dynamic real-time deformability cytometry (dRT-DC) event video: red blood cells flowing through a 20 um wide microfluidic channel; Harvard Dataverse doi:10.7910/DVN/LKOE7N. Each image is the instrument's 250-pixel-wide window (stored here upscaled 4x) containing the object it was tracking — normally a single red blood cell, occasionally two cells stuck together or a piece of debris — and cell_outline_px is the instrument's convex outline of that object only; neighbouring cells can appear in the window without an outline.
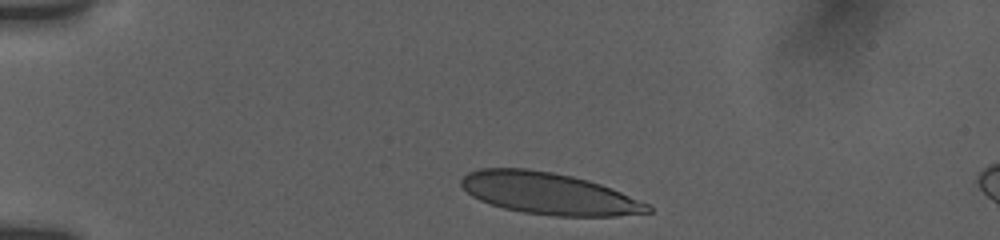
{"species": "human", "species_latin": "Homo sapiens", "temperature_condition": "room temperature", "stored_images_in_passage": 10, "camera_frame_rate_fps": 3000, "um_per_image_px": 0.085, "donor": {"sex": "female"}, "frame": {"image": 1, "passage_image": 1, "time_ms": 0.0, "image_size_px": [1000, 240], "cell_outline_px": [[652, 212], [616, 216], [556, 216], [524, 212], [504, 208], [480, 200], [472, 196], [460, 184], [460, 180], [468, 172], [480, 168], [528, 168], [552, 172], [572, 176], [588, 180], [600, 184], [620, 192], [648, 204], [652, 208]], "centroid_in_image_um": [46.63, 16.44], "position_along_channel_um": 38.4, "area_um2": 45.08}}
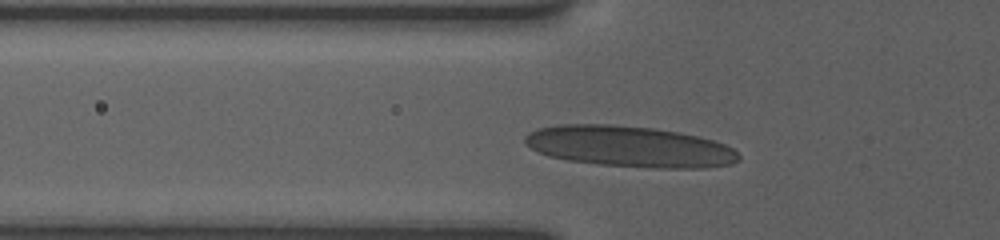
{"frame": {"image": 2, "passage_image": 6, "time_ms": 2.333, "image_size_px": [1000, 240], "cell_outline_px": [[740, 160], [732, 164], [704, 168], [656, 168], [600, 164], [568, 160], [548, 156], [524, 144], [524, 136], [528, 132], [540, 128], [556, 124], [612, 124], [656, 128], [696, 136], [712, 140], [724, 144], [732, 148], [740, 156]], "centroid_in_image_um": [53.49, 12.45], "position_along_channel_um": 72.3, "area_um2": 51.1}}
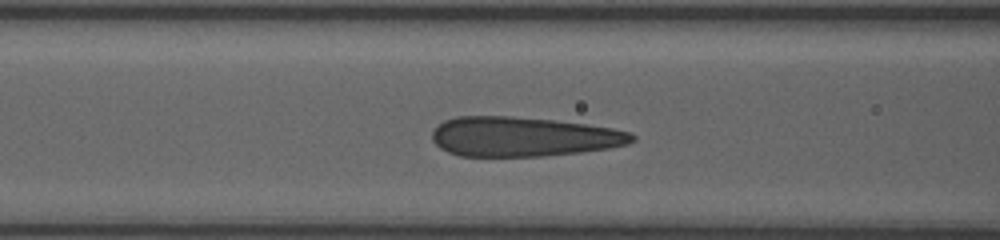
{"frame": {"image": 3, "passage_image": 9, "time_ms": 3.667, "image_size_px": [1000, 240], "cell_outline_px": [[636, 140], [628, 144], [608, 148], [580, 152], [540, 156], [460, 156], [448, 152], [440, 148], [432, 140], [432, 128], [444, 120], [456, 116], [512, 116], [552, 120], [584, 124], [612, 128], [632, 132], [636, 136]], "centroid_in_image_um": [44.45, 11.61], "position_along_channel_um": 122.2, "area_um2": 46.3}}